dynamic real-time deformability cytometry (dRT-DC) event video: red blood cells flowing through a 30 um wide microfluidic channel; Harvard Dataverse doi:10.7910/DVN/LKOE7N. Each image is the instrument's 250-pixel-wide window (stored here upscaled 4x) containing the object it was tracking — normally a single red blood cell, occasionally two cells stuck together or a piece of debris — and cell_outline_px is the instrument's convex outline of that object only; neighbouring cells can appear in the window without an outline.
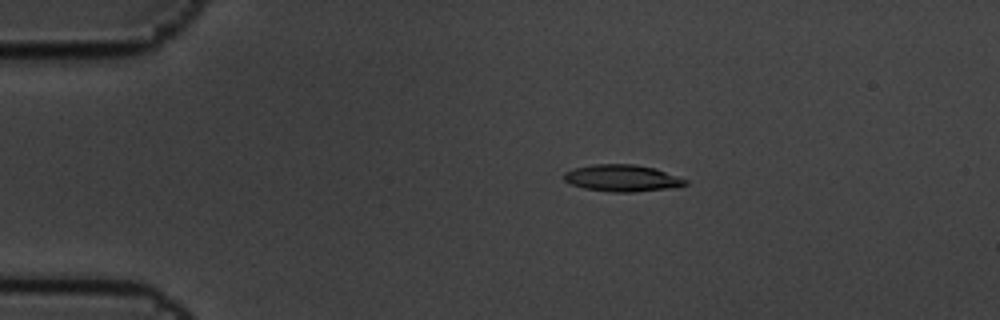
{"species": "common noctule bat (a hibernating species)", "species_latin": "Nyctalus noctula", "temperature_condition": "cold", "stored_images_in_passage": 7, "camera_frame_rate_fps": 3000, "um_per_image_px": 0.085, "animal": {"sex": "male", "body_mass_g": 19.5, "forearm_length_mm": 54.6}, "frame": {"image": 1, "passage_image": 1, "time_ms": 0.0, "image_size_px": [1000, 320], "cell_outline_px": [[688, 184], [664, 188], [632, 192], [612, 192], [584, 188], [572, 184], [564, 180], [564, 172], [576, 168], [592, 164], [636, 164], [656, 168], [688, 180]], "centroid_in_image_um": [52.87, 15.12], "position_along_channel_um": 32.1, "area_um2": 18.73}}
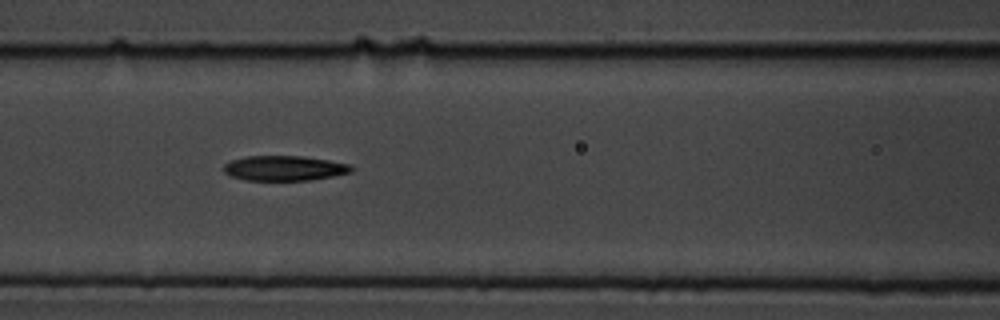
{"frame": {"image": 2, "passage_image": 5, "time_ms": 1.333, "image_size_px": [1000, 320], "cell_outline_px": [[352, 172], [312, 180], [248, 180], [232, 176], [224, 172], [224, 164], [232, 160], [248, 156], [300, 156], [328, 160], [352, 164]], "centroid_in_image_um": [24.2, 14.29], "position_along_channel_um": 142.4, "area_um2": 18.44}}
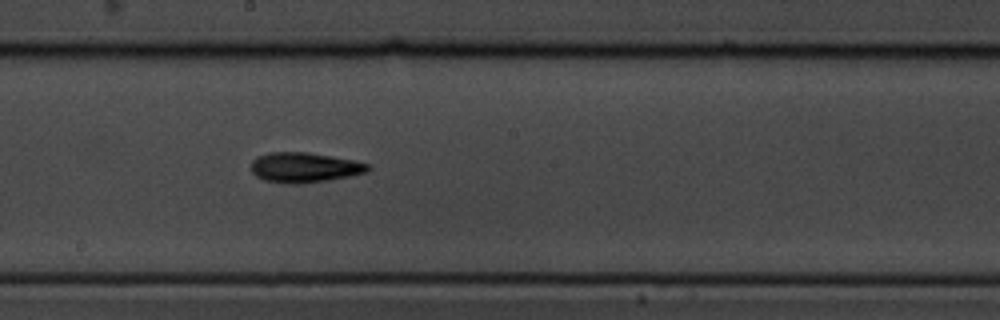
{"frame": {"image": 3, "passage_image": 7, "time_ms": 2.0, "image_size_px": [1000, 320], "cell_outline_px": [[368, 168], [364, 172], [348, 176], [328, 180], [296, 184], [288, 184], [264, 180], [256, 176], [252, 172], [252, 160], [256, 156], [268, 152], [308, 152], [352, 160], [368, 164]], "centroid_in_image_um": [25.79, 14.23], "position_along_channel_um": 222.4, "area_um2": 20.17}}